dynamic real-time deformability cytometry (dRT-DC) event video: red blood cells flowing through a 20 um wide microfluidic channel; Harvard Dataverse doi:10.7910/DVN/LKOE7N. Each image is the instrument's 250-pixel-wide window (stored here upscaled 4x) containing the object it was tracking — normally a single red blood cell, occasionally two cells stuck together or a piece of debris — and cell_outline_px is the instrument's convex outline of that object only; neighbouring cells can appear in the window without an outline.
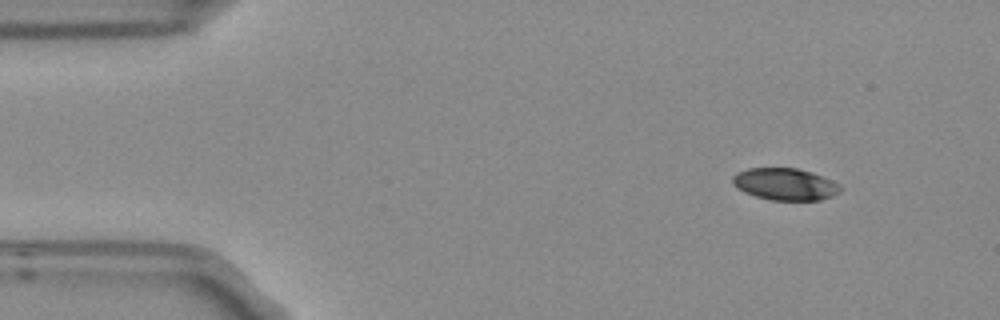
{"species": "Egyptian fruit bat (a non-hibernating species)", "species_latin": "Rousettus aegyptiacus", "temperature_condition": "room temperature", "stored_images_in_passage": 8, "camera_frame_rate_fps": 3000, "um_per_image_px": 0.085, "frame": {"image": 1, "passage_image": 1, "time_ms": 0.0, "image_size_px": [1000, 320], "cell_outline_px": [[840, 192], [832, 196], [820, 200], [772, 200], [756, 196], [744, 192], [736, 188], [732, 184], [732, 176], [736, 172], [748, 168], [796, 168], [812, 172], [832, 180], [840, 184]], "centroid_in_image_um": [66.71, 15.65], "position_along_channel_um": 18.3, "area_um2": 20.17}}
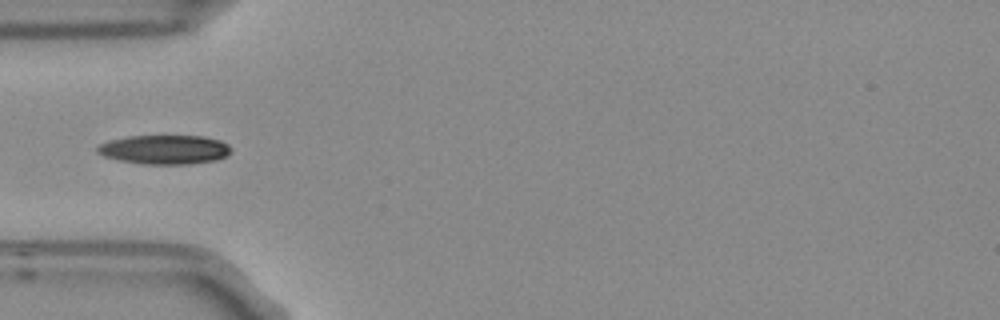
{"frame": {"image": 2, "passage_image": 4, "time_ms": 1.0, "image_size_px": [1000, 320], "cell_outline_px": [[232, 152], [228, 156], [216, 160], [188, 164], [140, 164], [116, 160], [104, 156], [96, 152], [96, 148], [100, 144], [112, 140], [128, 136], [204, 136], [220, 140], [228, 144], [232, 148]], "centroid_in_image_um": [14.02, 12.72], "position_along_channel_um": 71.0, "area_um2": 22.95}}
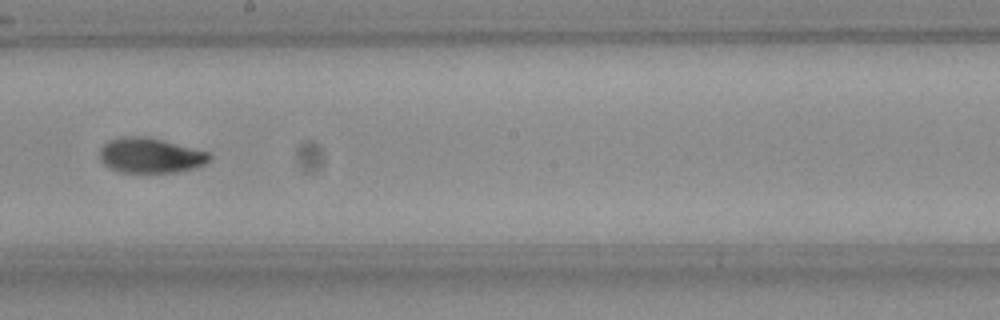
{"frame": {"image": 3, "passage_image": 8, "time_ms": 2.333, "image_size_px": [1000, 320], "cell_outline_px": [[212, 160], [200, 168], [180, 172], [120, 172], [104, 164], [100, 160], [100, 148], [108, 140], [124, 136], [144, 136], [208, 152], [212, 156]], "centroid_in_image_um": [12.82, 13.23], "position_along_channel_um": 235.4, "area_um2": 22.48}}